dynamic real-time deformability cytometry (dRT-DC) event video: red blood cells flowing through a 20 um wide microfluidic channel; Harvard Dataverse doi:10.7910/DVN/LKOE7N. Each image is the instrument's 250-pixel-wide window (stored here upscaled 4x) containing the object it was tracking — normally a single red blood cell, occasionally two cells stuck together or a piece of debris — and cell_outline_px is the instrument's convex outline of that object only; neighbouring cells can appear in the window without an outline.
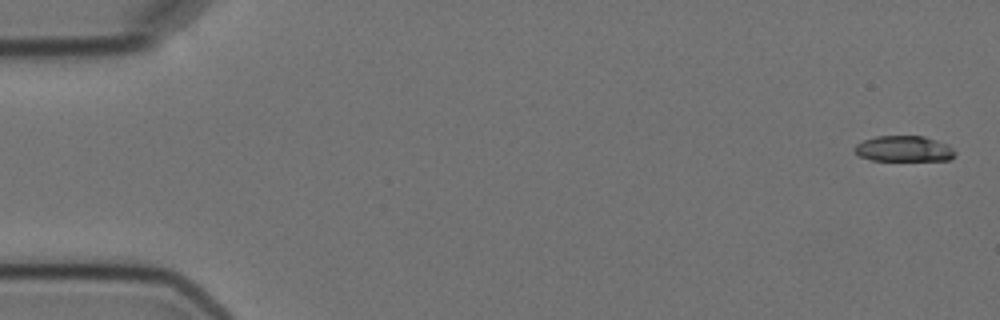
{"species": "Egyptian fruit bat (a non-hibernating species)", "species_latin": "Rousettus aegyptiacus", "temperature_condition": "cold", "stored_images_in_passage": 6, "camera_frame_rate_fps": 3000, "um_per_image_px": 0.085, "animal": {"sex": "female"}, "frame": {"image": 1, "passage_image": 1, "time_ms": 0.0, "image_size_px": [1000, 320], "cell_outline_px": [[956, 156], [948, 160], [872, 160], [856, 156], [852, 148], [856, 144], [864, 140], [876, 136], [924, 136], [948, 144], [956, 152]], "centroid_in_image_um": [76.8, 12.65], "position_along_channel_um": 8.2, "area_um2": 15.26}}
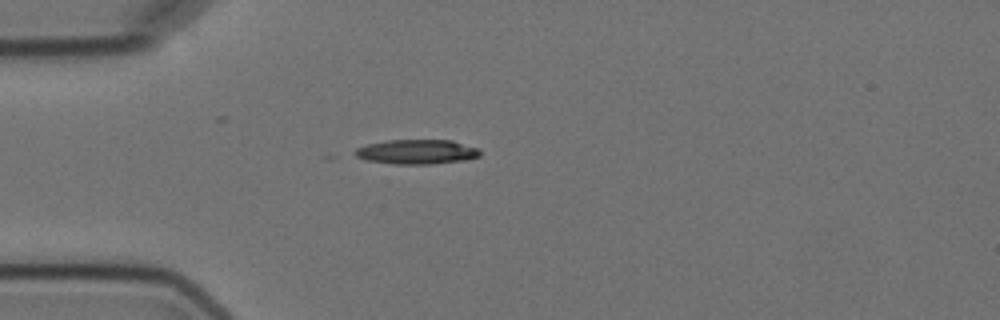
{"frame": {"image": 2, "passage_image": 5, "time_ms": 4.667, "image_size_px": [1000, 320], "cell_outline_px": [[480, 156], [464, 160], [432, 164], [396, 164], [368, 160], [356, 156], [352, 152], [356, 148], [368, 144], [388, 140], [452, 140], [480, 148]], "centroid_in_image_um": [35.45, 12.9], "position_along_channel_um": 49.5, "area_um2": 17.92}}